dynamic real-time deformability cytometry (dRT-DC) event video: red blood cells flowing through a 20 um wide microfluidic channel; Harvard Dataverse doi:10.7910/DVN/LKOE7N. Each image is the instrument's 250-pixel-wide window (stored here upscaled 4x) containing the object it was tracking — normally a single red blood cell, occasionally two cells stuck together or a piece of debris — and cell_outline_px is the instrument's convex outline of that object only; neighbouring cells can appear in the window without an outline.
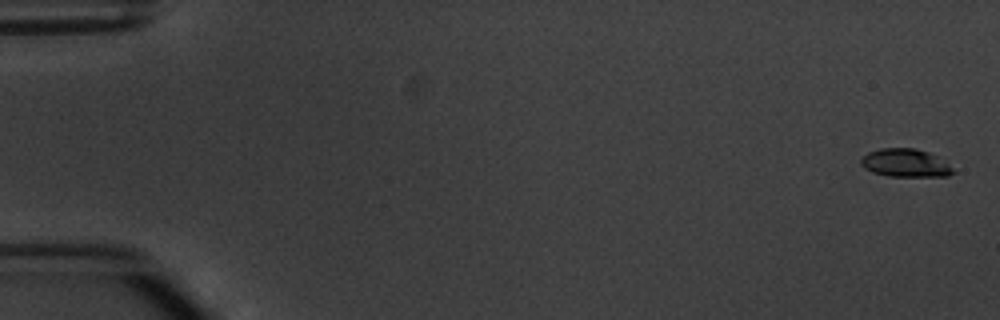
{"species": "common noctule bat (a hibernating species)", "species_latin": "Nyctalus noctula", "temperature_condition": "warm", "stored_images_in_passage": 6, "camera_frame_rate_fps": 3000, "um_per_image_px": 0.085, "animal": {"sex": "male", "body_mass_g": 20.1, "forearm_length_mm": 53.5}, "frame": {"image": 1, "passage_image": 1, "time_ms": 0.0, "image_size_px": [1000, 320], "cell_outline_px": [[956, 172], [948, 176], [888, 176], [872, 172], [864, 168], [860, 164], [860, 160], [868, 152], [880, 148], [916, 148], [928, 152], [936, 156], [948, 164]], "centroid_in_image_um": [76.94, 13.85], "position_along_channel_um": 8.1, "area_um2": 15.09}}